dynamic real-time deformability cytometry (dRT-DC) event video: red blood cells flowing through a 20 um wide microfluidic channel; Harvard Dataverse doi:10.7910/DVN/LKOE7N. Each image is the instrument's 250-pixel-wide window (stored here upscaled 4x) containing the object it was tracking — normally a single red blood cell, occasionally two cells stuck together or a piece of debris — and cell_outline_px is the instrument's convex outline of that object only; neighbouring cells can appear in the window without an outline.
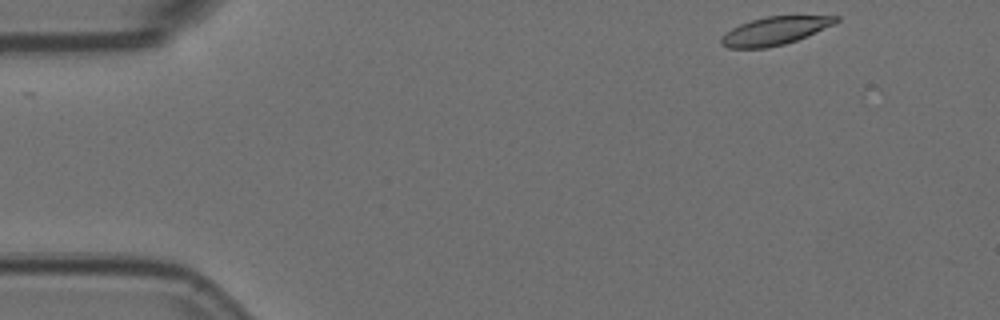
{"species": "Egyptian fruit bat (a non-hibernating species)", "species_latin": "Rousettus aegyptiacus", "temperature_condition": "room temperature", "stored_images_in_passage": 13, "camera_frame_rate_fps": 3000, "um_per_image_px": 0.085, "animal": {"sex": "female"}, "frame": {"image": 1, "passage_image": 1, "time_ms": 0.0, "image_size_px": [1000, 320], "cell_outline_px": [[840, 20], [832, 24], [796, 40], [784, 44], [768, 48], [728, 48], [720, 44], [720, 40], [732, 28], [740, 24], [764, 16], [840, 16]], "centroid_in_image_um": [65.82, 2.62], "position_along_channel_um": 19.2, "area_um2": 18.38}}
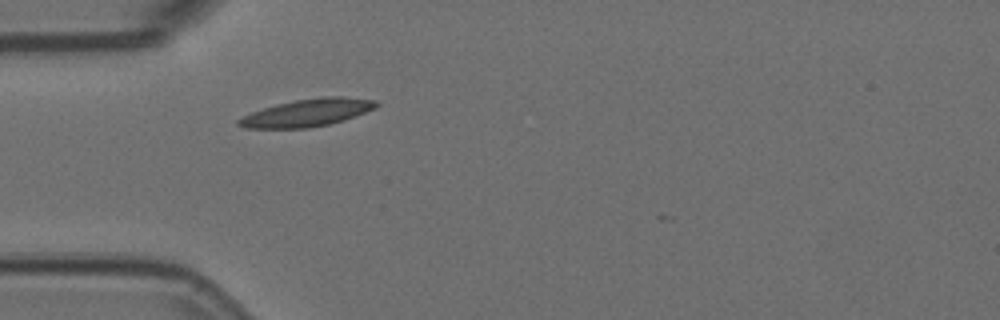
{"frame": {"image": 2, "passage_image": 12, "time_ms": 3.667, "image_size_px": [1000, 320], "cell_outline_px": [[380, 104], [376, 108], [344, 120], [328, 124], [308, 128], [244, 128], [236, 124], [236, 120], [252, 112], [276, 104], [296, 100], [320, 96], [344, 96], [376, 100]], "centroid_in_image_um": [26.14, 9.57], "position_along_channel_um": 58.9, "area_um2": 22.08}}